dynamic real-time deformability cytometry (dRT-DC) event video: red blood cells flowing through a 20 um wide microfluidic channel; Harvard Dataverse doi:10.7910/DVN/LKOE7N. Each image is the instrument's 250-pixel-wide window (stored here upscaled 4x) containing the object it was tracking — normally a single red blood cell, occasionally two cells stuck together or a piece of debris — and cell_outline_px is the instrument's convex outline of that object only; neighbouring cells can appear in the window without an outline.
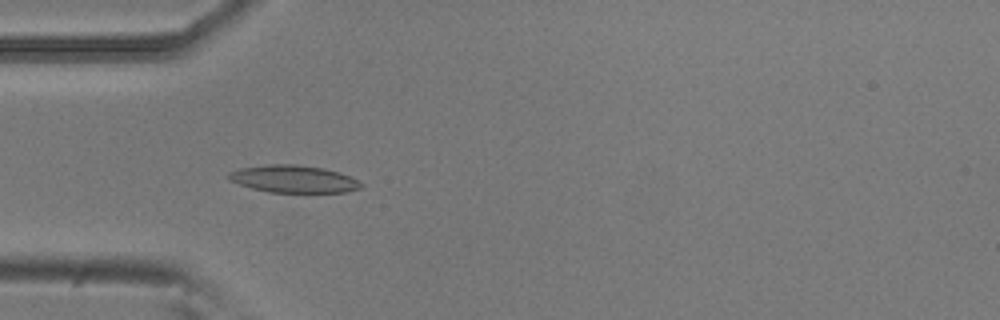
{"species": "common noctule bat (a hibernating species)", "species_latin": "Nyctalus noctula", "temperature_condition": "room temperature", "stored_images_in_passage": 54, "camera_frame_rate_fps": 3000, "um_per_image_px": 0.085, "animal": {"sex": "male", "body_mass_g": 20.5, "forearm_length_mm": 52.5}, "frame": {"image": 1, "passage_image": 16, "time_ms": 5.0, "image_size_px": [1000, 320], "cell_outline_px": [[364, 184], [360, 188], [344, 192], [268, 192], [252, 188], [228, 180], [228, 172], [240, 168], [268, 164], [296, 164], [324, 168], [340, 172]], "centroid_in_image_um": [24.93, 15.2], "position_along_channel_um": 60.1, "area_um2": 21.04}}
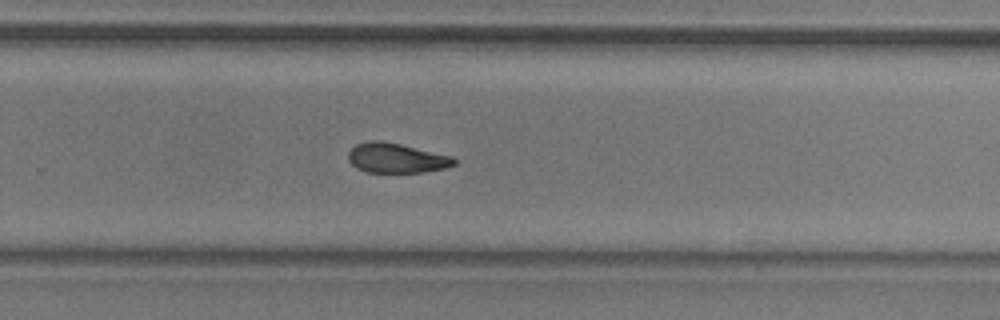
{"frame": {"image": 2, "passage_image": 35, "time_ms": 11.333, "image_size_px": [1000, 320], "cell_outline_px": [[456, 164], [444, 168], [424, 172], [364, 172], [356, 168], [348, 160], [348, 152], [356, 144], [368, 140], [380, 140], [400, 144], [452, 156], [456, 160]], "centroid_in_image_um": [33.66, 13.43], "position_along_channel_um": 296.1, "area_um2": 18.38}}
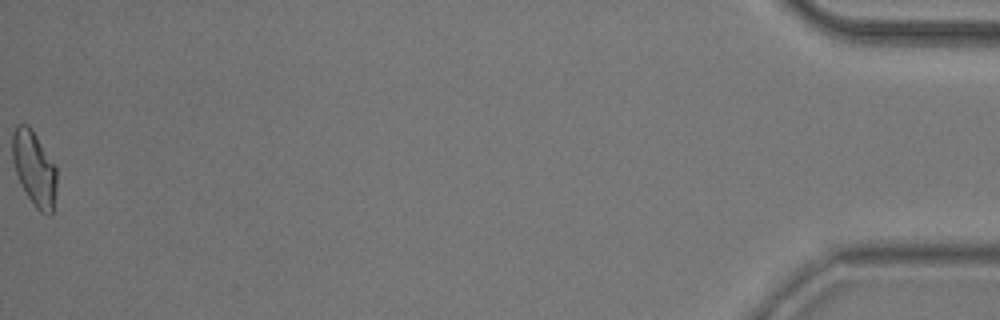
{"frame": {"image": 3, "passage_image": 54, "time_ms": 17.667, "image_size_px": [1000, 320], "cell_outline_px": [[56, 192], [52, 216], [48, 216], [40, 212], [36, 208], [28, 196], [16, 172], [12, 160], [12, 132], [16, 124], [28, 124], [36, 136], [56, 168]], "centroid_in_image_um": [2.91, 14.34], "position_along_channel_um": 432.3, "area_um2": 19.07}, "authors_computed_cell_mechanics": {"area_um2": 19.2185, "velocity_mm_per_s": 3.7523, "shape_relaxation_time_tau1_ms": 4.7047, "shape_relaxation_time_tau2_ms": 4.9591, "deformation_change_tau1": 0.1433, "deformation_change_tau2": 0.1153}}